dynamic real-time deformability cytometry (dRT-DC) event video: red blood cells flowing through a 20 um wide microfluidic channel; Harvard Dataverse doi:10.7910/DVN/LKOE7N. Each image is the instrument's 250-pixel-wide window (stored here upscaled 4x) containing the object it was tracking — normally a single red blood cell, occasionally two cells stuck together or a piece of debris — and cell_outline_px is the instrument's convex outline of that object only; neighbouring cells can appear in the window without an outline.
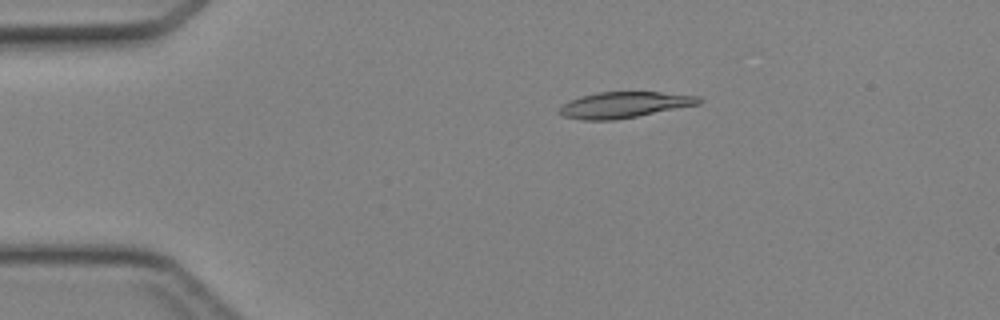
{"species": "Egyptian fruit bat (a non-hibernating species)", "species_latin": "Rousettus aegyptiacus", "temperature_condition": "cold", "stored_images_in_passage": 28, "camera_frame_rate_fps": 3000, "um_per_image_px": 0.085, "animal": {"sex": "female"}, "frame": {"image": 1, "passage_image": 9, "time_ms": 2.667, "image_size_px": [1000, 320], "cell_outline_px": [[704, 100], [700, 104], [616, 120], [584, 120], [560, 116], [556, 112], [564, 104], [580, 96], [596, 92], [660, 92], [700, 96]], "centroid_in_image_um": [53.06, 8.91], "position_along_channel_um": 31.9, "area_um2": 21.21}}
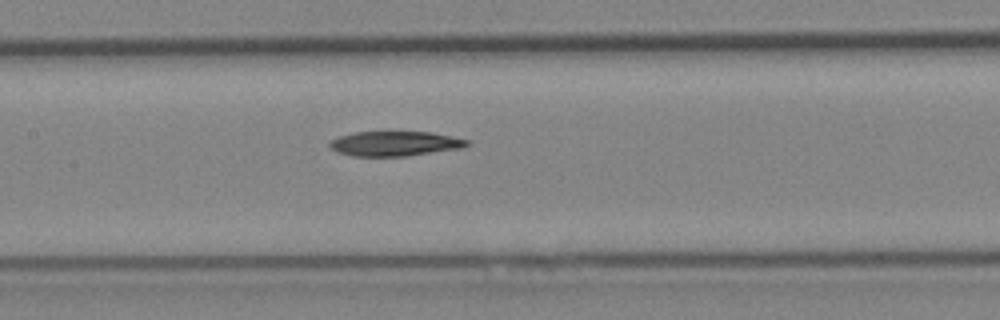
{"frame": {"image": 2, "passage_image": 22, "time_ms": 7.0, "image_size_px": [1000, 320], "cell_outline_px": [[472, 144], [460, 148], [404, 156], [352, 156], [340, 152], [332, 148], [328, 144], [332, 140], [340, 136], [352, 132], [432, 132], [468, 140]], "centroid_in_image_um": [33.57, 12.2], "position_along_channel_um": 173.8, "area_um2": 19.54}}
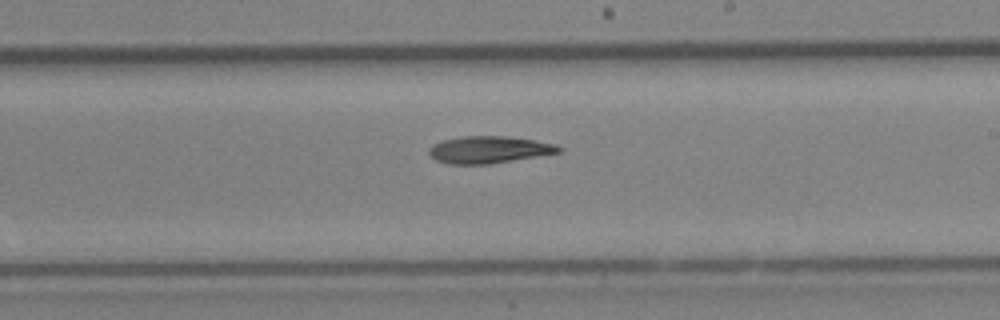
{"frame": {"image": 3, "passage_image": 27, "time_ms": 8.667, "image_size_px": [1000, 320], "cell_outline_px": [[564, 148], [560, 152], [488, 164], [448, 164], [436, 160], [428, 152], [428, 148], [432, 144], [444, 140], [464, 136], [504, 136], [532, 140], [556, 144]], "centroid_in_image_um": [41.54, 12.72], "position_along_channel_um": 247.5, "area_um2": 20.23}}